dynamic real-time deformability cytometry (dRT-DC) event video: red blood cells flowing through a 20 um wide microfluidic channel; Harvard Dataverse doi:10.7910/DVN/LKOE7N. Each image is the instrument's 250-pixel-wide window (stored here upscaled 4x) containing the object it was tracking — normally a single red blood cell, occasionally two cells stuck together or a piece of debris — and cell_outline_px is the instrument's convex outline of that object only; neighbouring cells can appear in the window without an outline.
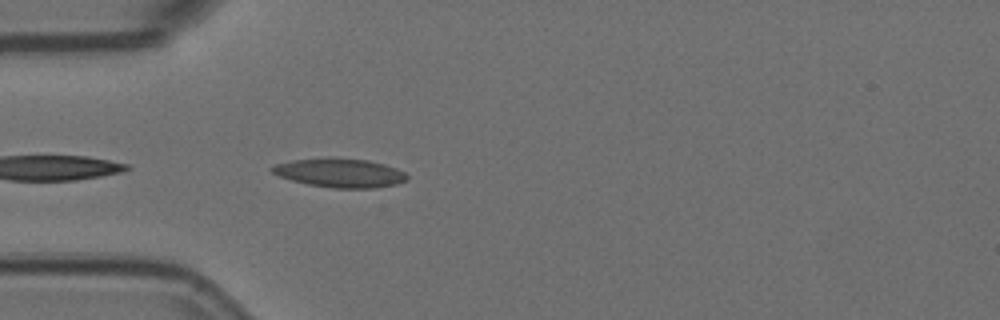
{"species": "Egyptian fruit bat (a non-hibernating species)", "species_latin": "Rousettus aegyptiacus", "temperature_condition": "room temperature", "stored_images_in_passage": 5, "camera_frame_rate_fps": 3000, "um_per_image_px": 0.085, "animal": {"sex": "female"}, "frame": {"image": 1, "passage_image": 5, "time_ms": 1.333, "image_size_px": [1000, 320], "cell_outline_px": [[408, 180], [396, 184], [376, 188], [332, 188], [308, 184], [292, 180], [280, 176], [272, 172], [268, 168], [276, 164], [292, 160], [368, 160], [384, 164], [396, 168], [404, 172], [408, 176]], "centroid_in_image_um": [28.94, 14.74], "position_along_channel_um": 56.1, "area_um2": 21.96}}